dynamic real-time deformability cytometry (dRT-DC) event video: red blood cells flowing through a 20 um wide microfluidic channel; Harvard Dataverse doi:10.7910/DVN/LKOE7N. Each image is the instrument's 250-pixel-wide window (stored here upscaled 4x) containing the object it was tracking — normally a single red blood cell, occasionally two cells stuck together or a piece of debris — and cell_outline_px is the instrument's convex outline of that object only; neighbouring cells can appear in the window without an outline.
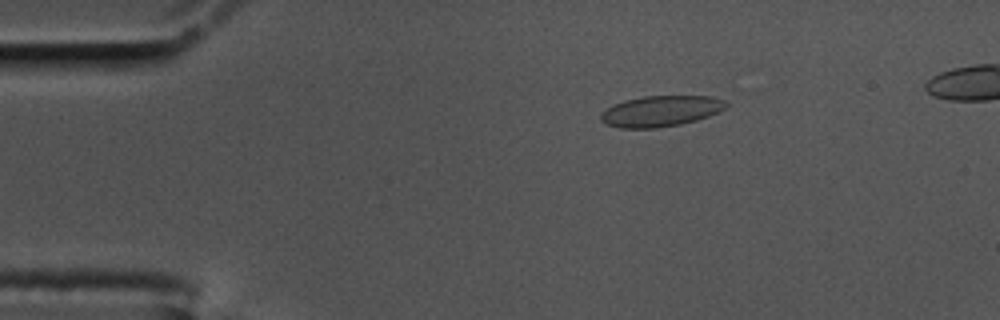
{"species": "common noctule bat (a hibernating species)", "species_latin": "Nyctalus noctula", "temperature_condition": "cold", "stored_images_in_passage": 56, "camera_frame_rate_fps": 3000, "um_per_image_px": 0.085, "animal": {"sex": "male", "body_mass_g": 17.5, "forearm_length_mm": 52.3}, "frame": {"image": 1, "passage_image": 10, "time_ms": 3.0, "image_size_px": [1000, 320], "cell_outline_px": [[728, 104], [724, 108], [708, 116], [696, 120], [680, 124], [656, 128], [620, 128], [608, 124], [600, 120], [600, 116], [612, 104], [624, 100], [644, 96], [712, 96], [724, 100]], "centroid_in_image_um": [56.15, 9.44], "position_along_channel_um": 28.8, "area_um2": 22.31}}
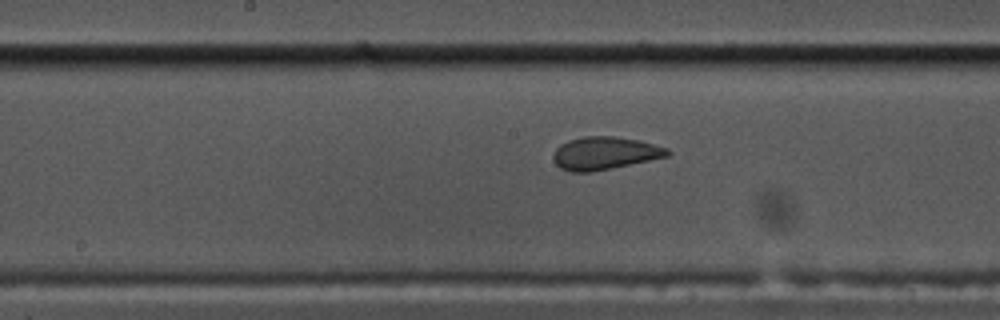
{"frame": {"image": 2, "passage_image": 29, "time_ms": 9.333, "image_size_px": [1000, 320], "cell_outline_px": [[672, 152], [668, 156], [612, 168], [588, 172], [572, 172], [560, 168], [552, 160], [552, 156], [556, 148], [560, 144], [568, 140], [584, 136], [616, 136], [640, 140], [668, 148]], "centroid_in_image_um": [51.39, 13.01], "position_along_channel_um": 196.8, "area_um2": 21.96}}
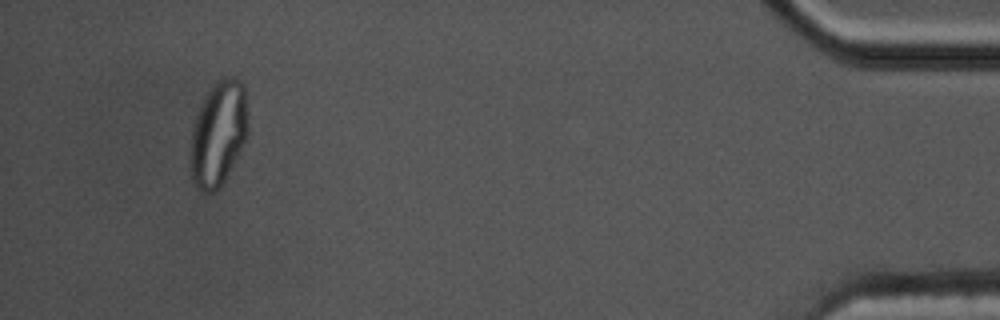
{"frame": {"image": 3, "passage_image": 54, "time_ms": 17.667, "image_size_px": [1000, 320], "cell_outline_px": [[248, 132], [220, 188], [212, 192], [204, 192], [192, 180], [192, 128], [196, 116], [204, 96], [212, 84], [216, 80], [224, 76], [236, 76], [244, 84], [248, 124]], "centroid_in_image_um": [18.58, 11.25], "position_along_channel_um": 416.6, "area_um2": 34.62}}